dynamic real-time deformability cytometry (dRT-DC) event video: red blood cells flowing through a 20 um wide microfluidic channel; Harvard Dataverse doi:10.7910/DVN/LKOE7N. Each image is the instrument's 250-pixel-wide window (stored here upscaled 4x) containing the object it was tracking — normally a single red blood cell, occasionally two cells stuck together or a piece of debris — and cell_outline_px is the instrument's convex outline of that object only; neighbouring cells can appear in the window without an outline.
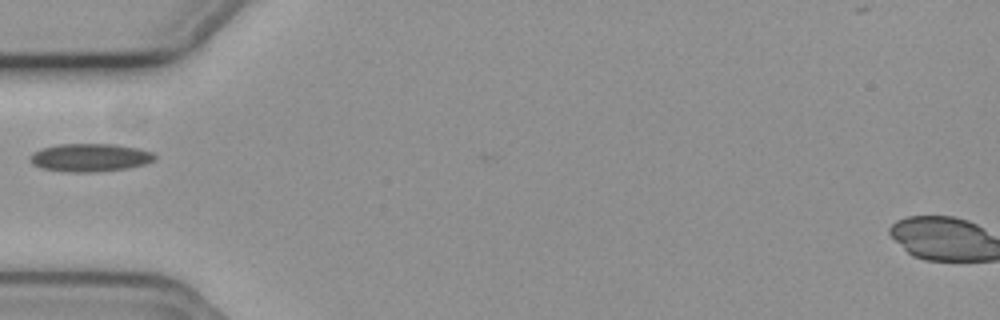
{"species": "common noctule bat (a hibernating species)", "species_latin": "Nyctalus noctula", "temperature_condition": "cold", "stored_images_in_passage": 18, "camera_frame_rate_fps": 3000, "um_per_image_px": 0.085, "animal": {"sex": "female", "body_mass_g": 19.3, "forearm_length_mm": 54.1}, "frame": {"image": 1, "passage_image": 1, "time_ms": 0.0, "image_size_px": [1000, 320], "cell_outline_px": [[156, 160], [144, 164], [128, 168], [92, 172], [68, 172], [44, 168], [32, 164], [28, 160], [28, 156], [32, 152], [40, 148], [56, 144], [116, 144], [140, 148], [152, 152], [156, 156]], "centroid_in_image_um": [7.63, 13.38], "position_along_channel_um": 77.4, "area_um2": 20.63}}
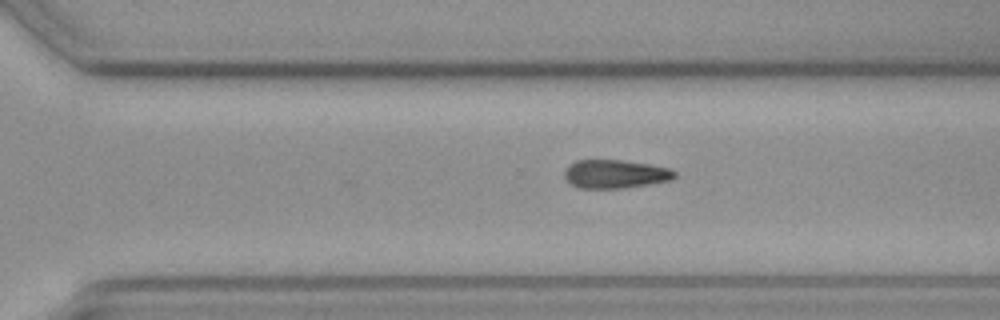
{"frame": {"image": 2, "passage_image": 15, "time_ms": 4.667, "image_size_px": [1000, 320], "cell_outline_px": [[676, 176], [672, 180], [624, 188], [580, 188], [572, 184], [564, 176], [564, 172], [568, 164], [576, 160], [620, 160], [648, 164], [668, 168], [676, 172]], "centroid_in_image_um": [52.28, 14.79], "position_along_channel_um": 318.3, "area_um2": 18.21}}
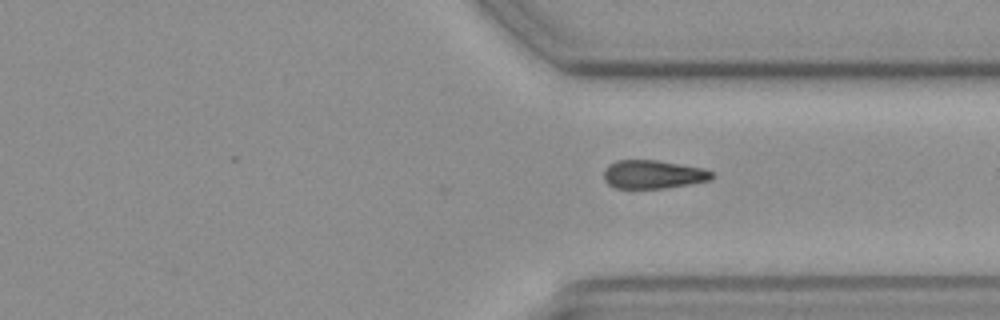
{"frame": {"image": 3, "passage_image": 18, "time_ms": 5.667, "image_size_px": [1000, 320], "cell_outline_px": [[716, 176], [712, 180], [664, 188], [616, 188], [608, 184], [604, 180], [604, 172], [608, 164], [616, 160], [656, 160], [704, 168], [712, 172]], "centroid_in_image_um": [55.53, 14.82], "position_along_channel_um": 355.9, "area_um2": 17.98}}